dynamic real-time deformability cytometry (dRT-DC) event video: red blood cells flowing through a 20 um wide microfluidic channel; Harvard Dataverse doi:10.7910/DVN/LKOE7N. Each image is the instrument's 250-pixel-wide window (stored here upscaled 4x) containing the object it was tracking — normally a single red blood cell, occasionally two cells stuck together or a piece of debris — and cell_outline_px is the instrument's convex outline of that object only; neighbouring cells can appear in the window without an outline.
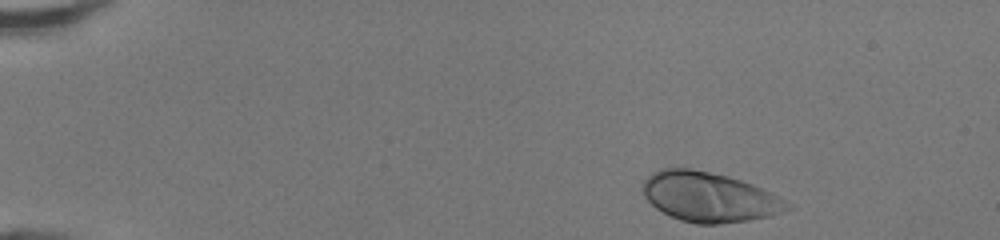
{"species": "human", "species_latin": "Homo sapiens", "temperature_condition": "room temperature", "stored_images_in_passage": 42, "camera_frame_rate_fps": 3000, "um_per_image_px": 0.085, "donor": {"sex": "female"}, "frame": {"image": 1, "passage_image": 1, "time_ms": 0.0, "image_size_px": [1000, 240], "cell_outline_px": [[796, 208], [772, 216], [748, 220], [720, 224], [696, 224], [680, 220], [656, 208], [640, 192], [640, 188], [644, 180], [652, 172], [660, 168], [692, 168], [728, 176], [752, 184], [772, 192], [796, 204]], "centroid_in_image_um": [60.34, 16.75], "position_along_channel_um": 24.7, "area_um2": 42.6}}
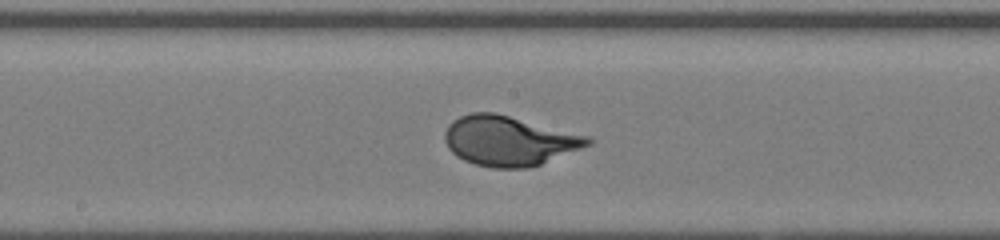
{"frame": {"image": 2, "passage_image": 21, "time_ms": 6.667, "image_size_px": [1000, 240], "cell_outline_px": [[592, 144], [540, 164], [528, 168], [492, 168], [476, 164], [464, 160], [456, 156], [448, 148], [444, 140], [444, 132], [448, 124], [452, 120], [460, 116], [472, 112], [496, 112], [592, 136]], "centroid_in_image_um": [43.27, 11.95], "position_along_channel_um": 204.9, "area_um2": 41.91}}
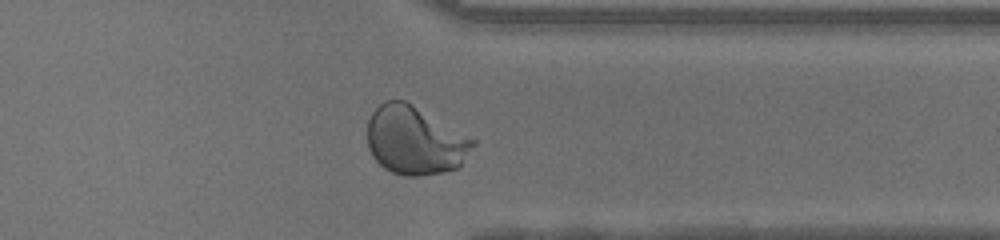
{"frame": {"image": 3, "passage_image": 33, "time_ms": 10.667, "image_size_px": [1000, 240], "cell_outline_px": [[476, 144], [460, 168], [440, 172], [416, 176], [404, 176], [392, 172], [384, 168], [372, 156], [368, 148], [368, 120], [372, 112], [384, 100], [404, 100], [476, 140]], "centroid_in_image_um": [35.27, 11.95], "position_along_channel_um": 376.1, "area_um2": 41.96}, "authors_computed_cell_mechanics": {"area_um2": 40.4311, "velocity_mm_per_s": 4.2928, "shape_relaxation_time_tau1_ms": 2.4286, "shape_relaxation_time_tau2_ms": null, "deformation_change_tau1": 0.1816, "deformation_change_tau2": null}}